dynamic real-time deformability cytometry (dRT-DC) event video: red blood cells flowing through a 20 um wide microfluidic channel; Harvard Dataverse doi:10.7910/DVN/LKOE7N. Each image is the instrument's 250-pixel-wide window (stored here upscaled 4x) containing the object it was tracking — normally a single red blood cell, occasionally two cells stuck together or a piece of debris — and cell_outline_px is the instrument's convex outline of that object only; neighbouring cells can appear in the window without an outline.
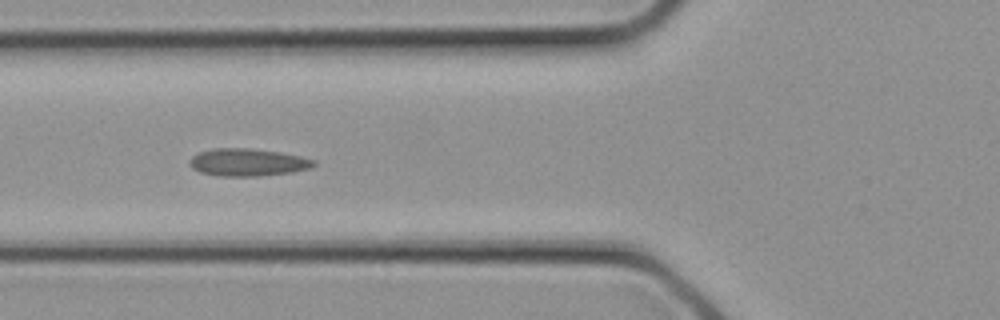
{"species": "common noctule bat (a hibernating species)", "species_latin": "Nyctalus noctula", "temperature_condition": "cold", "stored_images_in_passage": 21, "camera_frame_rate_fps": 3000, "um_per_image_px": 0.085, "animal": {"sex": "female", "body_mass_g": 21.9}, "frame": {"image": 1, "passage_image": 11, "time_ms": 3.333, "image_size_px": [1000, 320], "cell_outline_px": [[316, 164], [312, 168], [292, 172], [260, 176], [220, 176], [200, 172], [192, 168], [188, 164], [188, 160], [192, 156], [200, 152], [212, 148], [248, 148], [280, 152], [300, 156], [316, 160]], "centroid_in_image_um": [21.05, 13.8], "position_along_channel_um": 104.7, "area_um2": 20.06}}
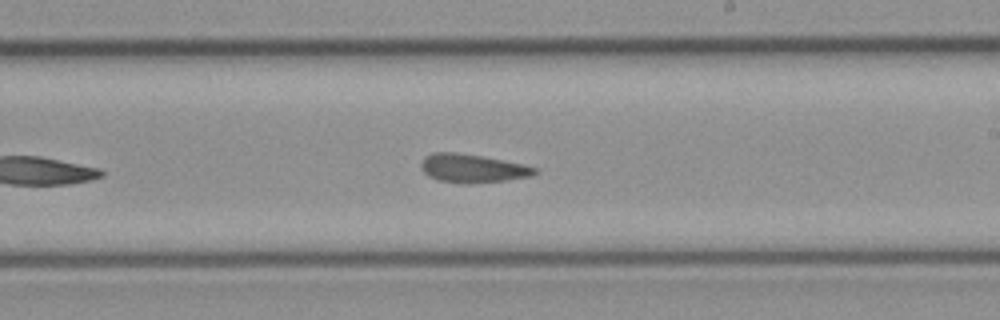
{"frame": {"image": 2, "passage_image": 17, "time_ms": 5.333, "image_size_px": [1000, 320], "cell_outline_px": [[540, 172], [532, 176], [508, 180], [464, 184], [440, 180], [428, 176], [420, 168], [420, 164], [424, 156], [432, 152], [456, 152], [484, 156], [524, 164], [540, 168]], "centroid_in_image_um": [40.2, 14.3], "position_along_channel_um": 248.8, "area_um2": 19.25}}
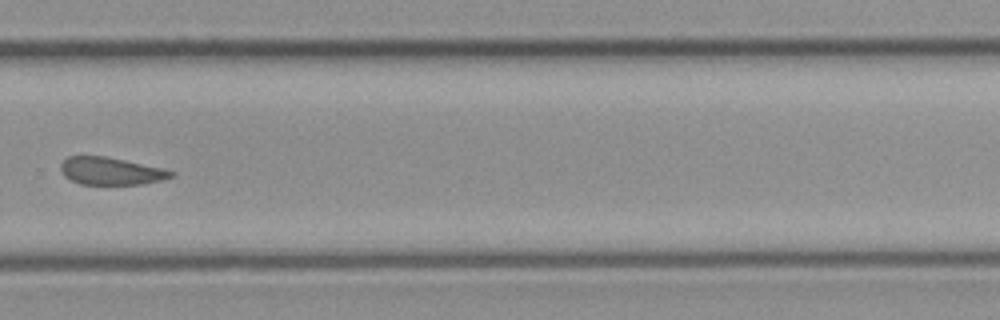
{"frame": {"image": 3, "passage_image": 20, "time_ms": 6.333, "image_size_px": [1000, 320], "cell_outline_px": [[176, 172], [172, 176], [160, 180], [144, 184], [80, 184], [64, 176], [60, 168], [60, 164], [68, 156], [108, 156], [160, 168]], "centroid_in_image_um": [9.39, 14.53], "position_along_channel_um": 320.4, "area_um2": 17.51}}